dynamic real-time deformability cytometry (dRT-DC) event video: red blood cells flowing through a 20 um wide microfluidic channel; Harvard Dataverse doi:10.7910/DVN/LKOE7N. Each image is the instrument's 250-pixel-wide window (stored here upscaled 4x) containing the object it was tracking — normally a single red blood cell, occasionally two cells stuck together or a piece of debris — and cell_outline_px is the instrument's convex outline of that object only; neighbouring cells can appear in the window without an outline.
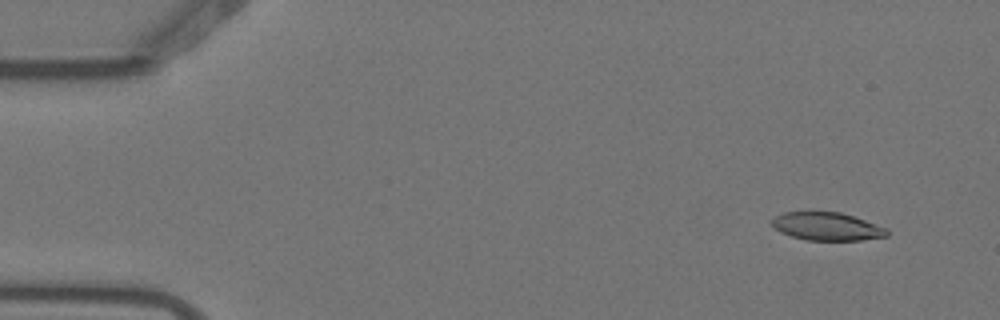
{"species": "Egyptian fruit bat (a non-hibernating species)", "species_latin": "Rousettus aegyptiacus", "temperature_condition": "warm", "stored_images_in_passage": 3, "camera_frame_rate_fps": 3000, "um_per_image_px": 0.085, "animal": {"sex": "female"}, "frame": {"image": 1, "passage_image": 1, "time_ms": 0.0, "image_size_px": [1000, 320], "cell_outline_px": [[888, 236], [860, 240], [804, 240], [780, 232], [772, 224], [772, 220], [776, 216], [784, 212], [840, 212], [888, 228]], "centroid_in_image_um": [70.31, 19.25], "position_along_channel_um": 14.7, "area_um2": 18.61}}